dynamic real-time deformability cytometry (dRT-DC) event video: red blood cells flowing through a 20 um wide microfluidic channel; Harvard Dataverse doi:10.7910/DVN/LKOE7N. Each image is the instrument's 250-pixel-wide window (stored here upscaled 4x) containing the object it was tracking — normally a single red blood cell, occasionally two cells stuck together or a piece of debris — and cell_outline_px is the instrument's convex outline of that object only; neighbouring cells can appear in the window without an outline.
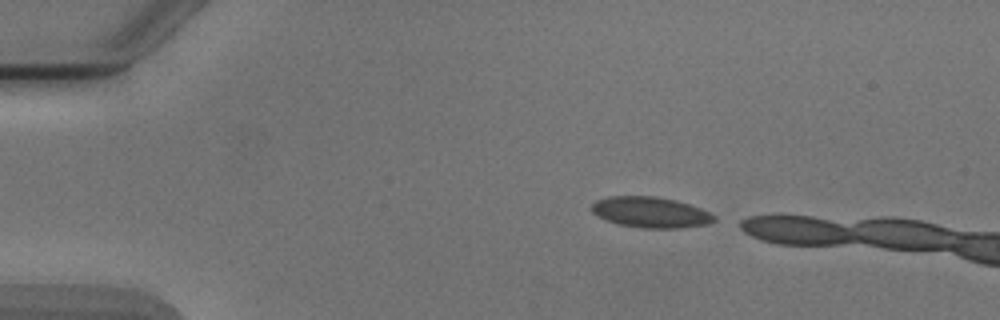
{"species": "Egyptian fruit bat (a non-hibernating species)", "species_latin": "Rousettus aegyptiacus", "temperature_condition": "cold", "stored_images_in_passage": 3, "camera_frame_rate_fps": 3000, "um_per_image_px": 0.085, "animal": {"sex": "male"}, "frame": {"image": 1, "passage_image": 1, "time_ms": 0.0, "image_size_px": [1000, 320], "cell_outline_px": [[716, 220], [708, 224], [680, 228], [644, 228], [620, 224], [608, 220], [592, 212], [592, 204], [596, 200], [608, 196], [656, 196], [676, 200], [700, 208], [716, 216]], "centroid_in_image_um": [55.33, 18.04], "position_along_channel_um": 29.7, "area_um2": 21.79}}